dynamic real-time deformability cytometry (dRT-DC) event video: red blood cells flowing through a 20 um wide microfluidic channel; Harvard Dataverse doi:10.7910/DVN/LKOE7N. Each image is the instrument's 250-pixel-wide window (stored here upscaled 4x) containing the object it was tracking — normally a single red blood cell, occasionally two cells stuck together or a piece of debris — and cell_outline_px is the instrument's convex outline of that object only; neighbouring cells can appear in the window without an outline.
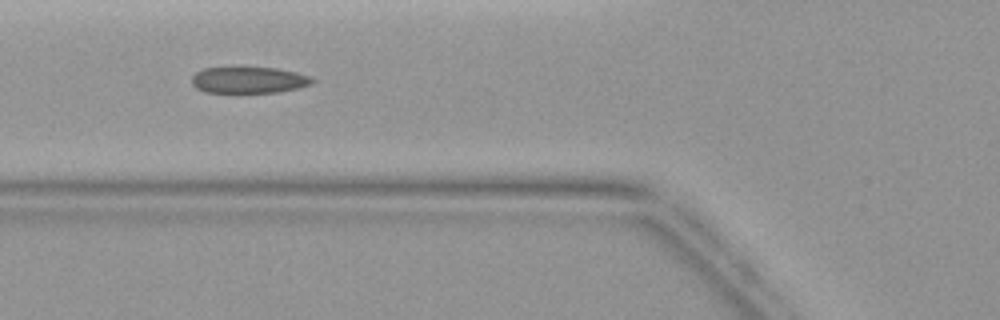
{"species": "common noctule bat (a hibernating species)", "species_latin": "Nyctalus noctula", "temperature_condition": "warm", "stored_images_in_passage": 5, "camera_frame_rate_fps": 3000, "um_per_image_px": 0.085, "animal": {"sex": "female", "body_mass_g": 19.9}, "frame": {"image": 1, "passage_image": 5, "time_ms": 4.667, "image_size_px": [1000, 320], "cell_outline_px": [[316, 80], [312, 84], [296, 88], [276, 92], [204, 92], [196, 88], [192, 84], [192, 76], [196, 72], [204, 68], [276, 68], [296, 72], [312, 76]], "centroid_in_image_um": [21.16, 6.8], "position_along_channel_um": 104.6, "area_um2": 18.38}}